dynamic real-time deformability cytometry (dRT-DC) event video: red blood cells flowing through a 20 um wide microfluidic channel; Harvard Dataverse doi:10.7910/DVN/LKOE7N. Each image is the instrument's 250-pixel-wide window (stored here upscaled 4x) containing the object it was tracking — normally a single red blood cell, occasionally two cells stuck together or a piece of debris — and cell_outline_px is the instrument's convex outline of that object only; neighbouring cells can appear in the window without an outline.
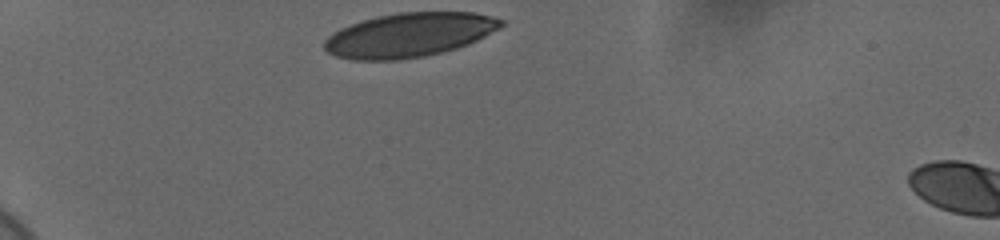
{"species": "human", "species_latin": "Homo sapiens", "temperature_condition": "cold", "stored_images_in_passage": 4, "camera_frame_rate_fps": 3000, "um_per_image_px": 0.085, "donor": {"sex": "female"}, "frame": {"image": 1, "passage_image": 1, "time_ms": 0.0, "image_size_px": [1000, 240], "cell_outline_px": [[504, 24], [500, 28], [468, 44], [456, 48], [424, 56], [400, 60], [352, 60], [336, 56], [328, 52], [324, 48], [324, 40], [332, 32], [340, 28], [376, 16], [400, 12], [476, 12], [492, 16], [504, 20]], "centroid_in_image_um": [34.78, 2.97], "position_along_channel_um": 50.2, "area_um2": 45.49}}